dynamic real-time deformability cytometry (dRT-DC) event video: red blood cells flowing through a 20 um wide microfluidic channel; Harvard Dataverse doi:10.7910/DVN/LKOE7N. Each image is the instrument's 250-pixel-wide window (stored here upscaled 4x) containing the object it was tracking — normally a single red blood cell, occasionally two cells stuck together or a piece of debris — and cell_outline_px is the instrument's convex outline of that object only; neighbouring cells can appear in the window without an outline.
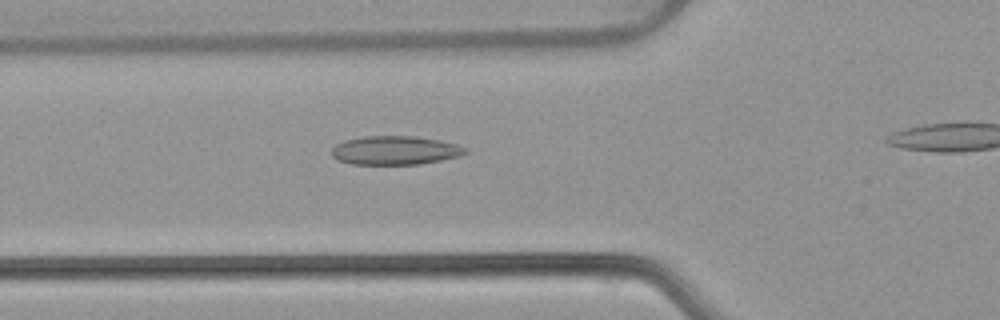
{"species": "common noctule bat (a hibernating species)", "species_latin": "Nyctalus noctula", "temperature_condition": "warm", "stored_images_in_passage": 38, "camera_frame_rate_fps": 3000, "um_per_image_px": 0.085, "animal": {"sex": "female", "body_mass_g": 22.7, "forearm_length_mm": 54.2}, "frame": {"image": 1, "passage_image": 13, "time_ms": 4.0, "image_size_px": [1000, 320], "cell_outline_px": [[468, 152], [460, 156], [440, 160], [416, 164], [352, 164], [340, 160], [332, 156], [332, 148], [336, 144], [344, 140], [364, 136], [412, 136], [440, 140], [456, 144], [468, 148]], "centroid_in_image_um": [33.59, 12.77], "position_along_channel_um": 92.2, "area_um2": 22.31}}
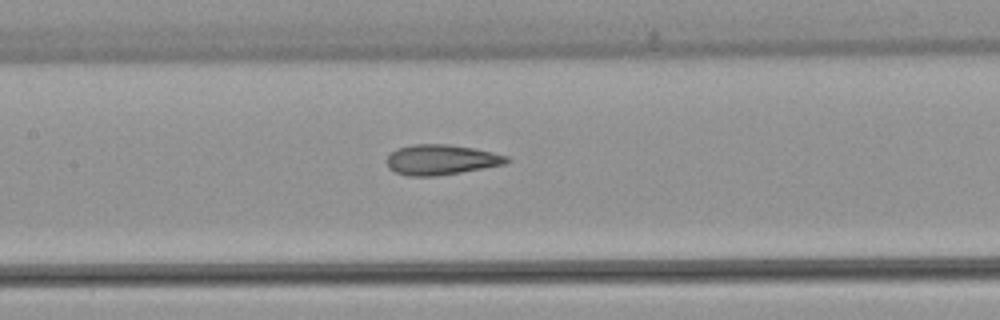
{"frame": {"image": 2, "passage_image": 19, "time_ms": 6.0, "image_size_px": [1000, 320], "cell_outline_px": [[512, 160], [504, 164], [484, 168], [436, 176], [408, 176], [396, 172], [388, 168], [388, 156], [396, 148], [412, 144], [448, 144], [472, 148], [492, 152], [508, 156]], "centroid_in_image_um": [37.5, 13.57], "position_along_channel_um": 169.9, "area_um2": 21.04}}
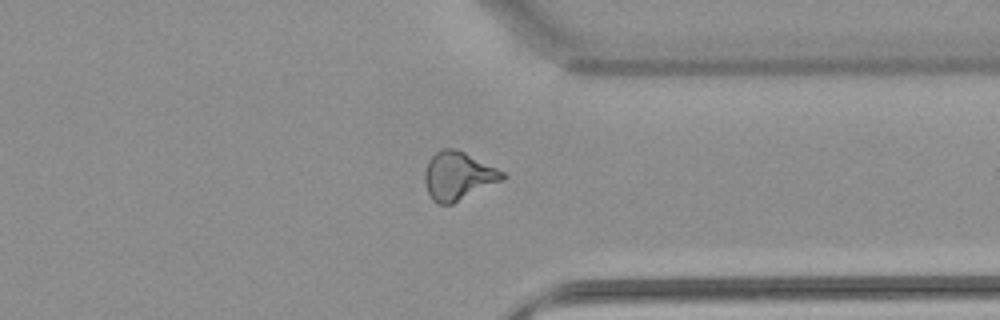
{"frame": {"image": 3, "passage_image": 35, "time_ms": 11.333, "image_size_px": [1000, 320], "cell_outline_px": [[508, 176], [504, 180], [452, 204], [440, 204], [432, 200], [428, 192], [424, 180], [424, 172], [428, 160], [440, 148], [456, 148], [504, 172]], "centroid_in_image_um": [38.94, 14.95], "position_along_channel_um": 372.5, "area_um2": 21.91}}